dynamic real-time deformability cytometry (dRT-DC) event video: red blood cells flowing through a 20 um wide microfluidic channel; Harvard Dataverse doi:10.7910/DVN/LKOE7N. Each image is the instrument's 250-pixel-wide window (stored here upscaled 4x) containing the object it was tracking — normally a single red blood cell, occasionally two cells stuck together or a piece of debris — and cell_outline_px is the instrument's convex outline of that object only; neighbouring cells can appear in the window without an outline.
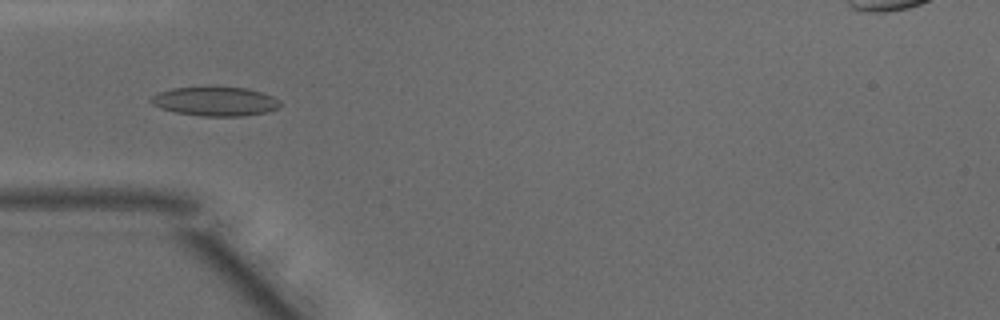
{"species": "common noctule bat (a hibernating species)", "species_latin": "Nyctalus noctula", "temperature_condition": "warm", "stored_images_in_passage": 48, "camera_frame_rate_fps": 3000, "um_per_image_px": 0.085, "animal": {"sex": "male", "body_mass_g": 15.6}, "frame": {"image": 1, "passage_image": 15, "time_ms": 4.667, "image_size_px": [1000, 320], "cell_outline_px": [[280, 108], [264, 112], [240, 116], [200, 116], [176, 112], [160, 108], [152, 104], [152, 96], [160, 92], [172, 88], [248, 88], [272, 96], [280, 100]], "centroid_in_image_um": [18.31, 8.63], "position_along_channel_um": 66.7, "area_um2": 21.44}}
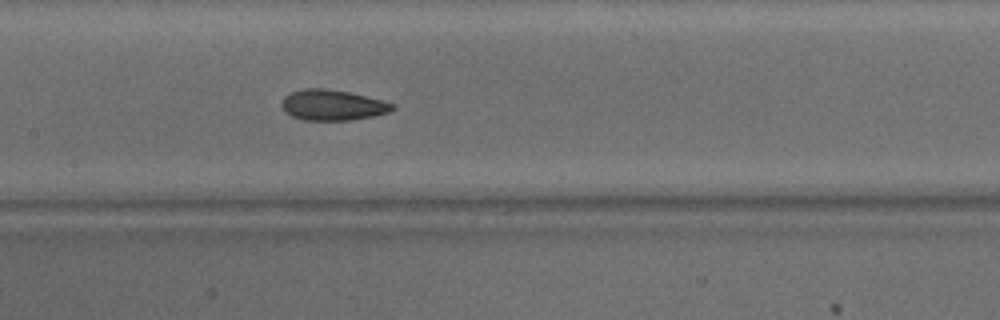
{"frame": {"image": 2, "passage_image": 23, "time_ms": 7.333, "image_size_px": [1000, 320], "cell_outline_px": [[396, 108], [388, 112], [372, 116], [352, 120], [304, 120], [292, 116], [284, 112], [280, 104], [284, 96], [292, 92], [304, 88], [324, 88], [348, 92], [396, 104]], "centroid_in_image_um": [28.23, 8.93], "position_along_channel_um": 179.2, "area_um2": 19.71}}
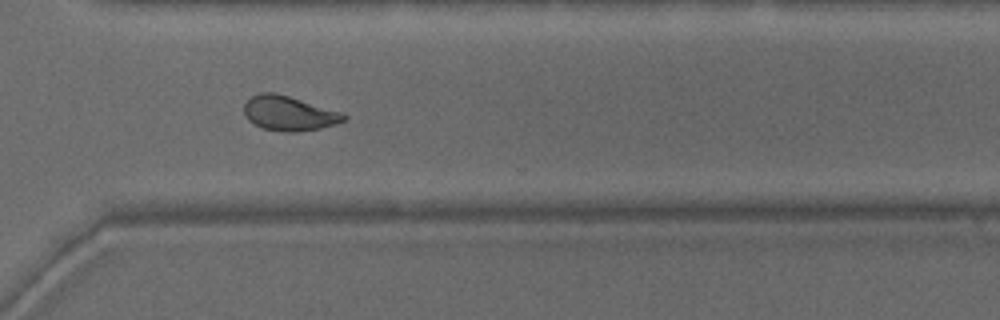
{"frame": {"image": 3, "passage_image": 35, "time_ms": 11.333, "image_size_px": [1000, 320], "cell_outline_px": [[348, 116], [344, 120], [336, 124], [320, 128], [296, 132], [288, 132], [264, 128], [248, 120], [244, 112], [244, 104], [252, 96], [260, 92], [272, 92], [288, 96], [344, 112]], "centroid_in_image_um": [24.59, 9.62], "position_along_channel_um": 346.0, "area_um2": 20.0}, "authors_computed_cell_mechanics": {"area_um2": 20.6635, "velocity_mm_per_s": 4.1768, "shape_relaxation_time_tau1_ms": 10.3647, "shape_relaxation_time_tau2_ms": 1.2252, "deformation_change_tau1": 0.222, "deformation_change_tau2": 0.0713}}